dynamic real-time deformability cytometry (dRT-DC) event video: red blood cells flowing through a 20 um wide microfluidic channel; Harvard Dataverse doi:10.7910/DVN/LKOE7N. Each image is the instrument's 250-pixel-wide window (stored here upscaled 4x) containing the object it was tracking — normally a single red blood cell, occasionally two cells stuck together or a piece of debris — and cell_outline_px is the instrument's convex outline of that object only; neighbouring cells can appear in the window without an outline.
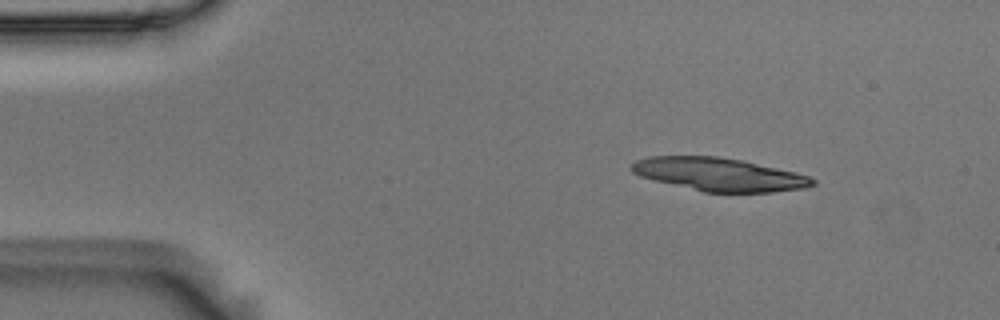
{"species": "Egyptian fruit bat (a non-hibernating species)", "species_latin": "Rousettus aegyptiacus", "temperature_condition": "room temperature", "stored_images_in_passage": 3, "segment_of_instrument_passage": [2, 2], "camera_frame_rate_fps": 3000, "um_per_image_px": 0.085, "animal": {"sex": "male"}, "frame": {"image": 1, "passage_image": 3, "time_ms": 0.667, "image_size_px": [1000, 320], "cell_outline_px": [[816, 184], [804, 188], [772, 192], [704, 192], [652, 180], [640, 176], [632, 172], [628, 168], [636, 160], [648, 156], [716, 156], [740, 160], [796, 172], [808, 176], [816, 180]], "centroid_in_image_um": [61.09, 14.82], "position_along_channel_um": 23.9, "area_um2": 34.91}}